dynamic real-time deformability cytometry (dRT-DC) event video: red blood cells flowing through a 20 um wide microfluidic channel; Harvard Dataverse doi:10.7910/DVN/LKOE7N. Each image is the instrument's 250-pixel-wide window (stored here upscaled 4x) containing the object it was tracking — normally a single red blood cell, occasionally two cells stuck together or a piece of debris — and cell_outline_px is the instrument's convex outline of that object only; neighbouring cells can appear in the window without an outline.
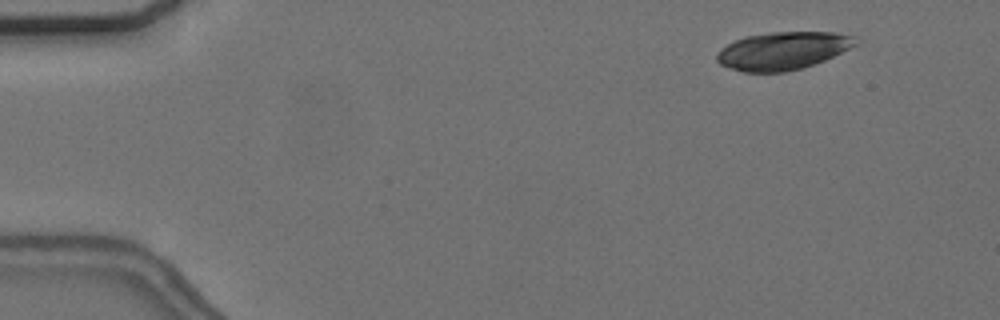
{"species": "common noctule bat (a hibernating species)", "species_latin": "Nyctalus noctula", "temperature_condition": "cold", "stored_images_in_passage": 9, "camera_frame_rate_fps": 3000, "um_per_image_px": 0.085, "animal": {"sex": "female", "body_mass_g": 24.6, "forearm_length_mm": 56.2}, "frame": {"image": 1, "passage_image": 6, "time_ms": 1.667, "image_size_px": [1000, 320], "cell_outline_px": [[860, 44], [824, 60], [800, 68], [784, 72], [744, 72], [720, 64], [716, 60], [716, 52], [720, 48], [744, 36], [772, 32], [836, 32], [856, 36], [860, 40]], "centroid_in_image_um": [66.57, 4.3], "position_along_channel_um": 18.4, "area_um2": 30.69}}